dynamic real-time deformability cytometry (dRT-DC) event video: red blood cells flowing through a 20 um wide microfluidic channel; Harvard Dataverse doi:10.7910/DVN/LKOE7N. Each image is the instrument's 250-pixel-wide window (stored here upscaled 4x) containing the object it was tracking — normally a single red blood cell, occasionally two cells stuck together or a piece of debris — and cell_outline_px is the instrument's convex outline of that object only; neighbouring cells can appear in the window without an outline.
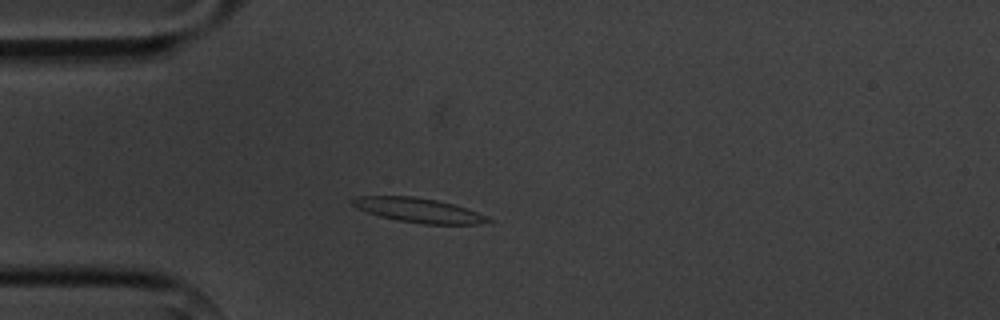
{"species": "common noctule bat (a hibernating species)", "species_latin": "Nyctalus noctula", "temperature_condition": "cold", "stored_images_in_passage": 5, "camera_frame_rate_fps": 3000, "um_per_image_px": 0.085, "animal": {"sex": "male", "body_mass_g": 20.1, "forearm_length_mm": 53.5}, "frame": {"image": 1, "passage_image": 4, "time_ms": 3.333, "image_size_px": [1000, 320], "cell_outline_px": [[496, 220], [480, 224], [424, 224], [400, 220], [380, 216], [368, 212], [352, 204], [352, 200], [356, 196], [412, 196], [436, 200], [452, 204], [488, 216]], "centroid_in_image_um": [35.63, 17.87], "position_along_channel_um": 49.4, "area_um2": 18.96}}